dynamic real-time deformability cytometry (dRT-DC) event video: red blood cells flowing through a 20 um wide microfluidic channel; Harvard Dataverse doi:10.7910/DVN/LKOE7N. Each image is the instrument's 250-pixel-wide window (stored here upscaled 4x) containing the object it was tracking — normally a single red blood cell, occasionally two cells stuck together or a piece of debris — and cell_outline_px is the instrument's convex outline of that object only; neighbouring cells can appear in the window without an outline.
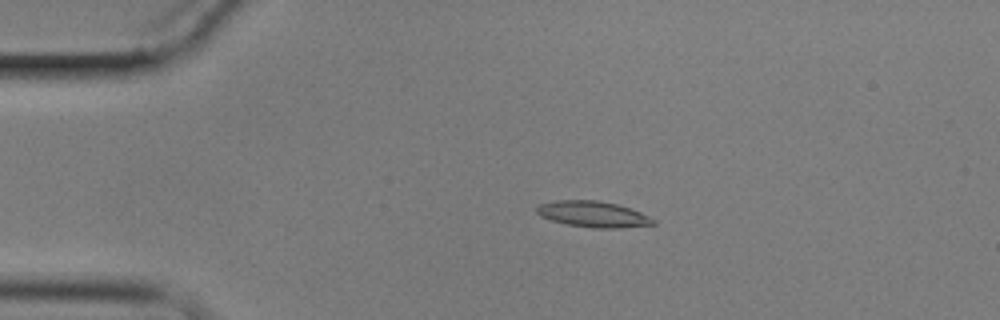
{"species": "common noctule bat (a hibernating species)", "species_latin": "Nyctalus noctula", "temperature_condition": "cold", "stored_images_in_passage": 11, "camera_frame_rate_fps": 3000, "um_per_image_px": 0.085, "animal": {"sex": "male", "body_mass_g": 17.9}, "frame": {"image": 1, "passage_image": 3, "time_ms": 3.667, "image_size_px": [1000, 320], "cell_outline_px": [[656, 224], [620, 228], [592, 228], [568, 224], [552, 220], [540, 216], [536, 212], [536, 208], [540, 204], [556, 200], [596, 200], [616, 204], [640, 212], [656, 220]], "centroid_in_image_um": [50.41, 18.21], "position_along_channel_um": 34.6, "area_um2": 17.51}}
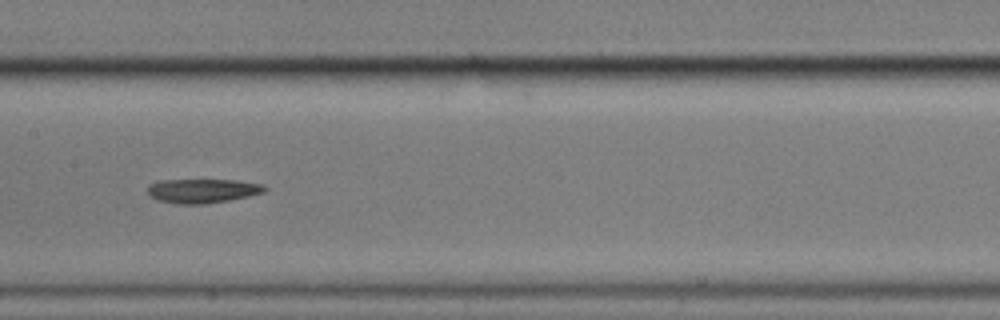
{"frame": {"image": 2, "passage_image": 8, "time_ms": 9.667, "image_size_px": [1000, 320], "cell_outline_px": [[268, 188], [264, 192], [248, 196], [228, 200], [204, 204], [176, 204], [160, 200], [152, 196], [148, 192], [148, 184], [160, 180], [236, 180], [264, 184]], "centroid_in_image_um": [17.24, 16.21], "position_along_channel_um": 190.2, "area_um2": 16.42}}
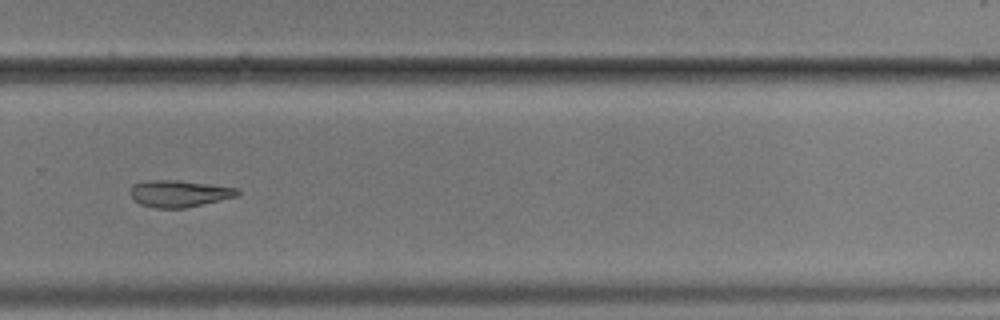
{"frame": {"image": 3, "passage_image": 11, "time_ms": 13.333, "image_size_px": [1000, 320], "cell_outline_px": [[244, 192], [240, 196], [184, 208], [156, 208], [140, 204], [132, 196], [132, 184], [148, 180], [176, 180], [208, 184], [236, 188]], "centroid_in_image_um": [15.29, 16.45], "position_along_channel_um": 314.5, "area_um2": 16.65}}